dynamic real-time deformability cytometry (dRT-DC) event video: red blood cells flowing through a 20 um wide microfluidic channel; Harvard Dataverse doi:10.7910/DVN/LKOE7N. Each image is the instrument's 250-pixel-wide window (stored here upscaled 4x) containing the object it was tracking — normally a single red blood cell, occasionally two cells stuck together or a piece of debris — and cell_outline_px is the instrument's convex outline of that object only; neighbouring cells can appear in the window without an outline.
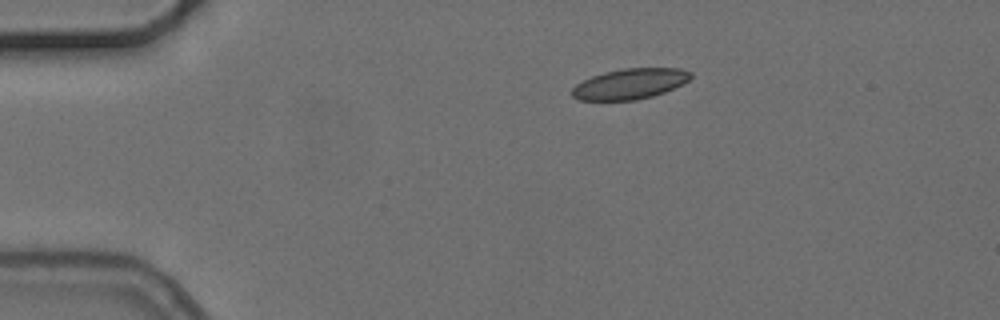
{"species": "common noctule bat (a hibernating species)", "species_latin": "Nyctalus noctula", "temperature_condition": "cold", "stored_images_in_passage": 6, "camera_frame_rate_fps": 3000, "um_per_image_px": 0.085, "animal": {"sex": "female", "body_mass_g": 24.6, "forearm_length_mm": 56.2}, "frame": {"image": 1, "passage_image": 1, "time_ms": 0.0, "image_size_px": [1000, 320], "cell_outline_px": [[692, 76], [688, 80], [664, 92], [652, 96], [636, 100], [580, 100], [572, 96], [572, 88], [576, 84], [592, 76], [604, 72], [624, 68], [680, 68], [692, 72]], "centroid_in_image_um": [53.53, 7.12], "position_along_channel_um": 31.5, "area_um2": 20.92}}
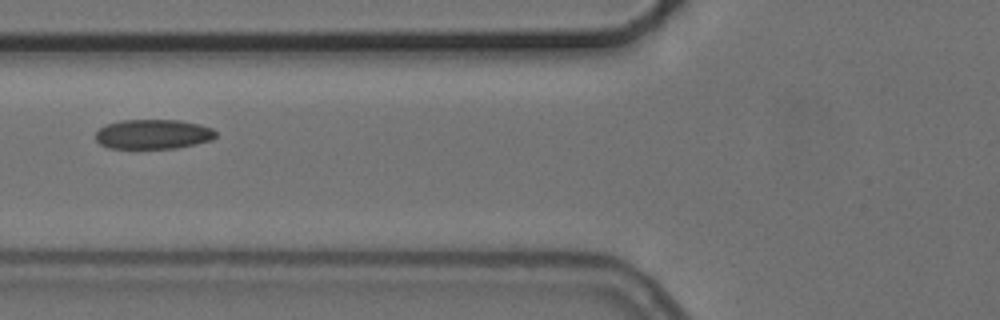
{"frame": {"image": 2, "passage_image": 4, "time_ms": 3.667, "image_size_px": [1000, 320], "cell_outline_px": [[216, 136], [212, 140], [196, 144], [176, 148], [108, 148], [100, 144], [96, 140], [96, 132], [104, 124], [120, 120], [180, 120], [200, 124], [212, 128], [216, 132]], "centroid_in_image_um": [13.01, 11.4], "position_along_channel_um": 112.8, "area_um2": 20.92}}
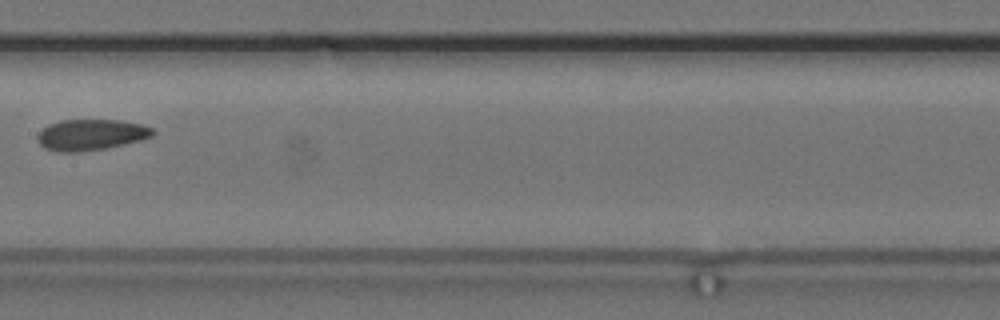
{"frame": {"image": 3, "passage_image": 6, "time_ms": 6.0, "image_size_px": [1000, 320], "cell_outline_px": [[156, 132], [152, 136], [140, 140], [104, 148], [80, 152], [56, 152], [44, 148], [40, 144], [36, 136], [48, 124], [60, 120], [120, 120], [144, 124], [152, 128]], "centroid_in_image_um": [7.72, 11.45], "position_along_channel_um": 199.7, "area_um2": 20.87}}